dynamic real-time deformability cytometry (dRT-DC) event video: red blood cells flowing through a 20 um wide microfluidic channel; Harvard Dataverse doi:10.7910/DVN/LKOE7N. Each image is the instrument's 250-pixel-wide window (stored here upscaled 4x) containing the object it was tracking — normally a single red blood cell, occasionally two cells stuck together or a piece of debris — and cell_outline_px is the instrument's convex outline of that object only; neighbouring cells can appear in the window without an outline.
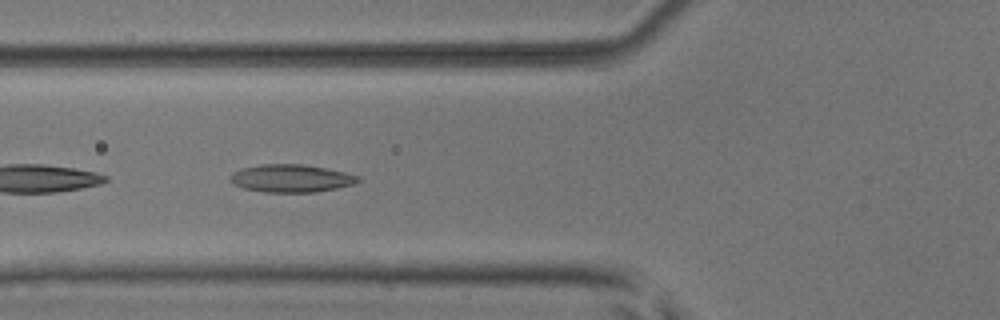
{"species": "common noctule bat (a hibernating species)", "species_latin": "Nyctalus noctula", "temperature_condition": "room temperature", "stored_images_in_passage": 43, "camera_frame_rate_fps": 3000, "um_per_image_px": 0.085, "animal": {"sex": "male", "body_mass_g": 17.9, "forearm_length_mm": 54.2}, "frame": {"image": 1, "passage_image": 11, "time_ms": 3.333, "image_size_px": [1000, 320], "cell_outline_px": [[360, 180], [356, 184], [316, 192], [264, 192], [244, 188], [232, 184], [228, 180], [232, 172], [244, 168], [264, 164], [300, 164], [324, 168], [344, 172], [360, 176]], "centroid_in_image_um": [24.74, 15.17], "position_along_channel_um": 101.1, "area_um2": 20.63}}
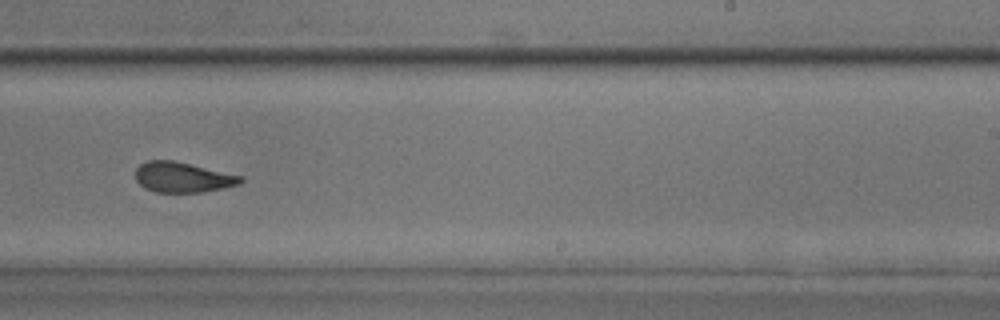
{"frame": {"image": 2, "passage_image": 24, "time_ms": 7.667, "image_size_px": [1000, 320], "cell_outline_px": [[244, 180], [240, 184], [224, 188], [204, 192], [156, 192], [144, 188], [136, 180], [136, 168], [140, 164], [148, 160], [172, 160], [244, 176]], "centroid_in_image_um": [15.55, 15.07], "position_along_channel_um": 273.5, "area_um2": 18.61}}
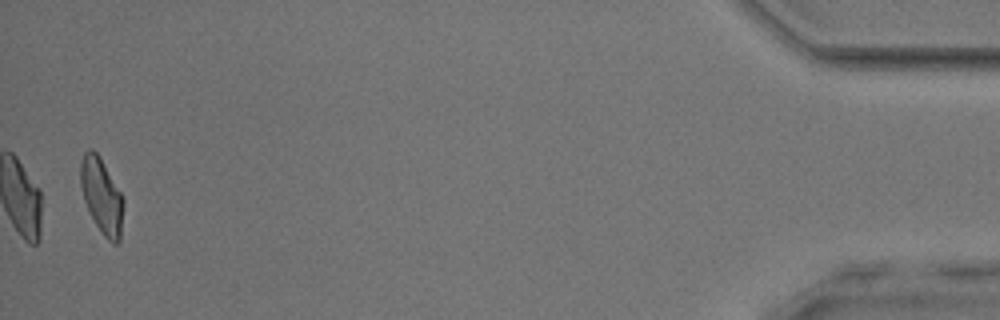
{"frame": {"image": 3, "passage_image": 42, "time_ms": 13.667, "image_size_px": [1000, 320], "cell_outline_px": [[120, 240], [116, 244], [112, 244], [104, 236], [96, 224], [84, 200], [80, 184], [80, 164], [84, 152], [88, 148], [92, 148], [100, 156], [120, 192]], "centroid_in_image_um": [8.57, 16.58], "position_along_channel_um": 426.6, "area_um2": 18.03}, "authors_computed_cell_mechanics": {"area_um2": 18.9584, "velocity_mm_per_s": 3.9888, "shape_relaxation_time_tau1_ms": 11.22, "shape_relaxation_time_tau2_ms": 2.0325, "deformation_change_tau1": 0.2189, "deformation_change_tau2": 0.0962}}